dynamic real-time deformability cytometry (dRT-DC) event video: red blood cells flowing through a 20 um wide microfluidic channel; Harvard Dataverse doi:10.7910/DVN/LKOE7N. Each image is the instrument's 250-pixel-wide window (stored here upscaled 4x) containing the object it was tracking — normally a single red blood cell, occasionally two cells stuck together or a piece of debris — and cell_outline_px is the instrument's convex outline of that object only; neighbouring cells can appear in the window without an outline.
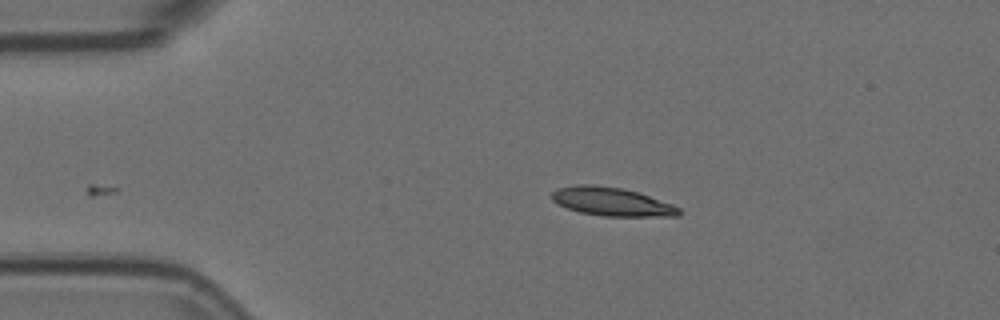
{"species": "Egyptian fruit bat (a non-hibernating species)", "species_latin": "Rousettus aegyptiacus", "temperature_condition": "room temperature", "stored_images_in_passage": 6, "camera_frame_rate_fps": 3000, "um_per_image_px": 0.085, "animal": {"sex": "female"}, "frame": {"image": 1, "passage_image": 1, "time_ms": 0.0, "image_size_px": [1000, 320], "cell_outline_px": [[680, 216], [604, 216], [580, 212], [568, 208], [552, 200], [552, 192], [556, 188], [576, 184], [592, 184], [624, 188], [672, 204], [680, 208]], "centroid_in_image_um": [51.98, 17.13], "position_along_channel_um": 33.0, "area_um2": 20.98}}
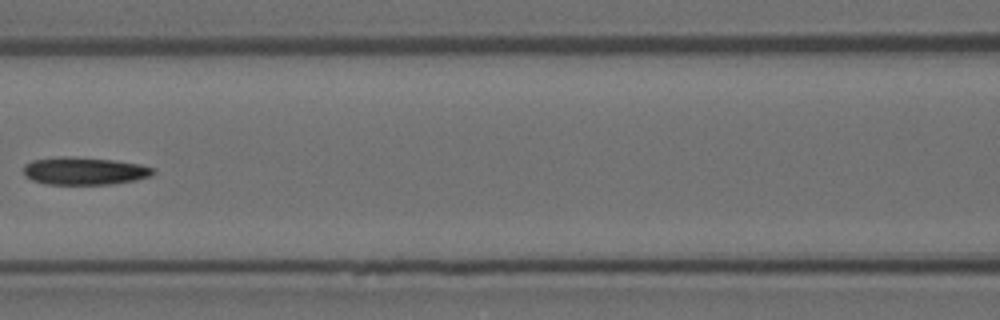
{"frame": {"image": 2, "passage_image": 5, "time_ms": 1.333, "image_size_px": [1000, 320], "cell_outline_px": [[156, 172], [152, 176], [136, 180], [112, 184], [44, 184], [32, 180], [24, 176], [24, 164], [32, 160], [60, 156], [64, 156], [112, 160], [140, 164], [156, 168]], "centroid_in_image_um": [7.19, 14.53], "position_along_channel_um": 159.4, "area_um2": 21.04}}
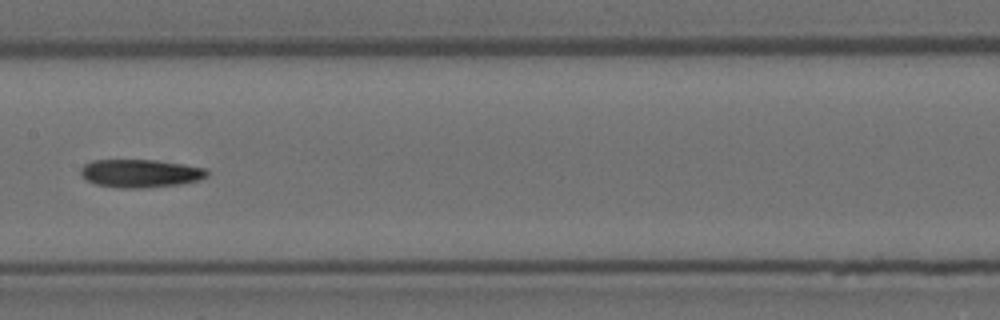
{"frame": {"image": 3, "passage_image": 6, "time_ms": 1.667, "image_size_px": [1000, 320], "cell_outline_px": [[208, 176], [200, 180], [180, 184], [140, 188], [120, 188], [96, 184], [88, 180], [80, 172], [80, 168], [84, 164], [92, 160], [156, 160], [184, 164], [208, 168]], "centroid_in_image_um": [11.97, 14.73], "position_along_channel_um": 195.4, "area_um2": 20.75}}